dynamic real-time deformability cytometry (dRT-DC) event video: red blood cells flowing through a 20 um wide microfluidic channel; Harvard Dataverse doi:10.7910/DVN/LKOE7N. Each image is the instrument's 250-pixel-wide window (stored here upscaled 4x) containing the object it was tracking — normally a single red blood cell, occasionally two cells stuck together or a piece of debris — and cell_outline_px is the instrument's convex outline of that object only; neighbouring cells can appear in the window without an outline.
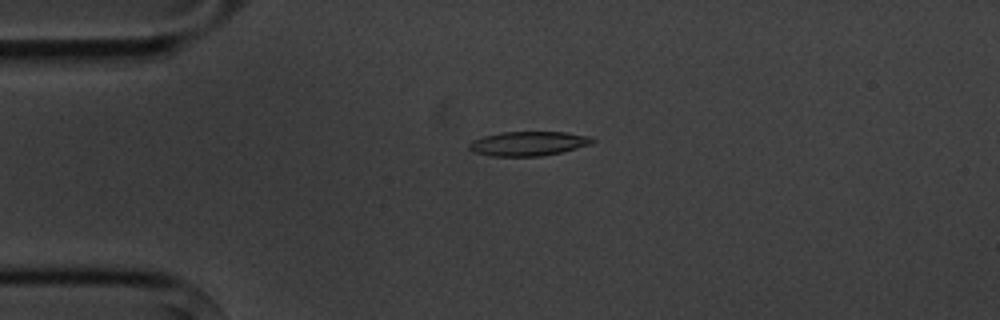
{"species": "common noctule bat (a hibernating species)", "species_latin": "Nyctalus noctula", "temperature_condition": "cold", "stored_images_in_passage": 6, "camera_frame_rate_fps": 3000, "um_per_image_px": 0.085, "animal": {"sex": "male", "body_mass_g": 20.1, "forearm_length_mm": 53.5}, "frame": {"image": 1, "passage_image": 4, "time_ms": 3.667, "image_size_px": [1000, 320], "cell_outline_px": [[596, 140], [592, 144], [560, 152], [540, 156], [488, 156], [472, 152], [468, 148], [468, 144], [472, 140], [484, 136], [500, 132], [564, 132], [592, 136]], "centroid_in_image_um": [44.89, 12.2], "position_along_channel_um": 40.1, "area_um2": 17.63}}
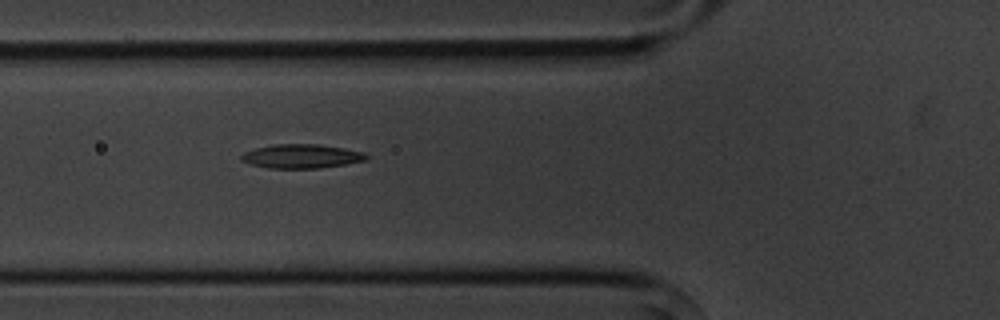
{"frame": {"image": 2, "passage_image": 6, "time_ms": 6.0, "image_size_px": [1000, 320], "cell_outline_px": [[368, 160], [348, 164], [320, 168], [268, 168], [252, 164], [240, 160], [240, 156], [244, 152], [256, 148], [272, 144], [316, 144], [344, 148], [364, 152], [368, 156]], "centroid_in_image_um": [25.65, 13.28], "position_along_channel_um": 100.1, "area_um2": 17.57}}